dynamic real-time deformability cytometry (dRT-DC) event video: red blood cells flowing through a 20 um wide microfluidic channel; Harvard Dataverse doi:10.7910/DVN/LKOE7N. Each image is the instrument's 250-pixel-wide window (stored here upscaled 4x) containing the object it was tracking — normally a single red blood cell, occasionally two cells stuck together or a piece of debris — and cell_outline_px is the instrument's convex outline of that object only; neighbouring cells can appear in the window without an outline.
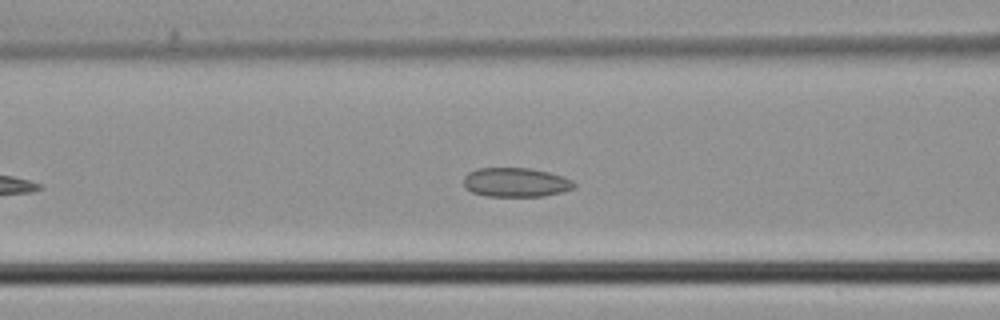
{"species": "common noctule bat (a hibernating species)", "species_latin": "Nyctalus noctula", "temperature_condition": "cold", "stored_images_in_passage": 30, "camera_frame_rate_fps": 3000, "um_per_image_px": 0.085, "animal": {"sex": "male", "body_mass_g": 21.5, "forearm_length_mm": 52.0}, "frame": {"image": 1, "passage_image": 10, "time_ms": 3.0, "image_size_px": [1000, 320], "cell_outline_px": [[576, 188], [564, 192], [544, 196], [484, 196], [472, 192], [464, 188], [464, 176], [468, 172], [476, 168], [528, 168], [548, 172], [572, 180], [576, 184]], "centroid_in_image_um": [43.83, 15.51], "position_along_channel_um": 122.8, "area_um2": 18.96}}
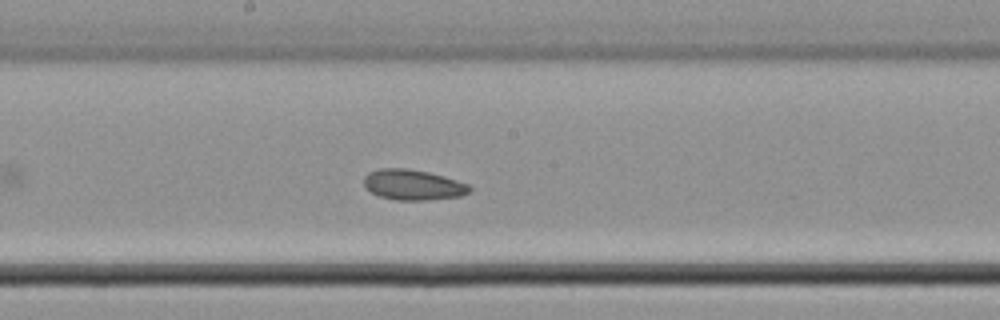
{"frame": {"image": 2, "passage_image": 16, "time_ms": 5.0, "image_size_px": [1000, 320], "cell_outline_px": [[472, 188], [468, 192], [460, 196], [424, 200], [396, 200], [380, 196], [364, 188], [364, 176], [368, 172], [380, 168], [408, 168], [428, 172], [444, 176], [468, 184]], "centroid_in_image_um": [35.07, 15.7], "position_along_channel_um": 213.1, "area_um2": 18.73}}
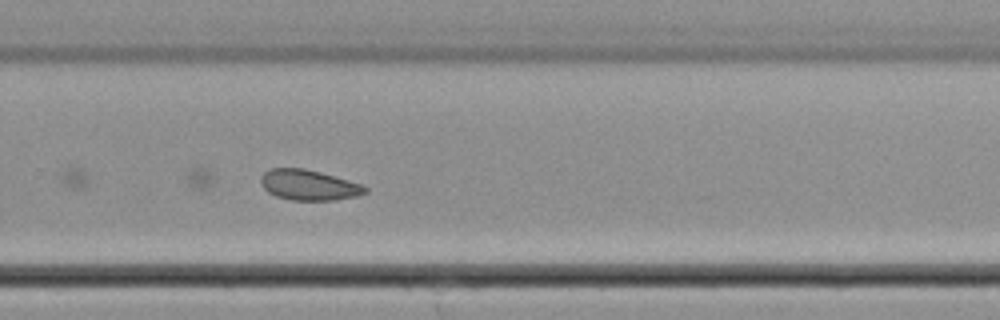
{"frame": {"image": 3, "passage_image": 22, "time_ms": 7.0, "image_size_px": [1000, 320], "cell_outline_px": [[368, 192], [360, 196], [332, 200], [292, 200], [276, 196], [268, 192], [260, 184], [260, 176], [264, 172], [272, 168], [304, 168], [320, 172], [348, 180], [360, 184], [368, 188]], "centroid_in_image_um": [26.24, 15.73], "position_along_channel_um": 303.6, "area_um2": 18.55}}